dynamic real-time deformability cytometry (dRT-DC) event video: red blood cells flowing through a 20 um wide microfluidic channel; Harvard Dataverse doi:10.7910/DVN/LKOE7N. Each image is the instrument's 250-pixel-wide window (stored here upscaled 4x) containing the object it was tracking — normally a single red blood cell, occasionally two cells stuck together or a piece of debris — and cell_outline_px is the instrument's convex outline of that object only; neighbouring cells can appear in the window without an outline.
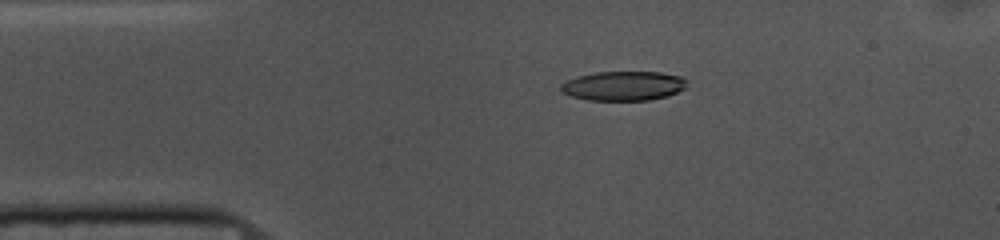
{"species": "common noctule bat (a hibernating species)", "species_latin": "Nyctalus noctula", "temperature_condition": "cold", "stored_images_in_passage": 44, "camera_frame_rate_fps": 3000, "um_per_image_px": 0.085, "animal": {"sex": "female", "body_mass_g": 10.0, "forearm_length_mm": 53.1}, "frame": {"image": 1, "passage_image": 1, "time_ms": 0.0, "image_size_px": [1000, 240], "cell_outline_px": [[688, 80], [684, 88], [668, 96], [648, 100], [588, 100], [572, 96], [564, 92], [560, 88], [560, 84], [576, 76], [596, 72], [660, 72], [680, 76]], "centroid_in_image_um": [53.0, 7.29], "position_along_channel_um": 32.0, "area_um2": 21.5}}
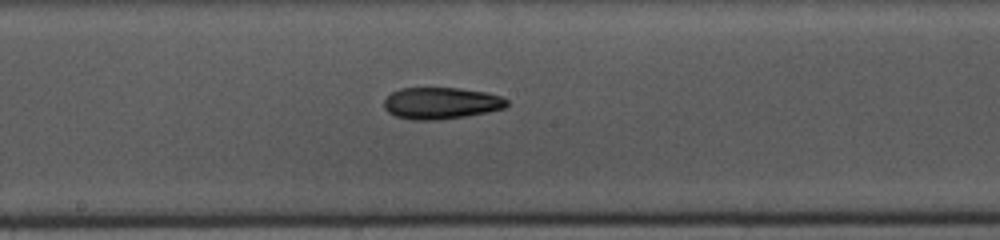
{"frame": {"image": 2, "passage_image": 18, "time_ms": 5.667, "image_size_px": [1000, 240], "cell_outline_px": [[508, 104], [504, 108], [488, 112], [464, 116], [436, 120], [412, 120], [396, 116], [388, 112], [384, 108], [384, 100], [392, 92], [400, 88], [460, 88], [484, 92], [500, 96], [508, 100]], "centroid_in_image_um": [37.47, 8.77], "position_along_channel_um": 210.7, "area_um2": 22.6}}
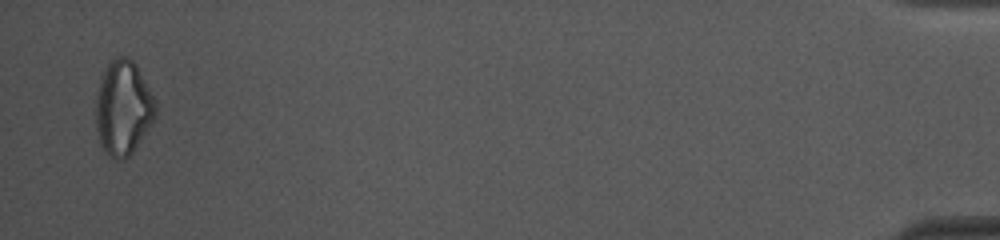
{"frame": {"image": 3, "passage_image": 43, "time_ms": 14.0, "image_size_px": [1000, 240], "cell_outline_px": [[156, 116], [152, 124], [132, 152], [128, 156], [120, 160], [116, 160], [100, 144], [96, 128], [96, 92], [100, 76], [104, 68], [112, 56], [128, 56], [136, 64], [156, 100]], "centroid_in_image_um": [10.46, 9.1], "position_along_channel_um": 424.7, "area_um2": 33.23}, "authors_computed_cell_mechanics": {"area_um2": 23.2356, "velocity_mm_per_s": 3.698, "shape_relaxation_time_tau1_ms": 3.8119, "shape_relaxation_time_tau2_ms": 10.7967, "deformation_change_tau1": 0.1549, "deformation_change_tau2": 0.2251}}